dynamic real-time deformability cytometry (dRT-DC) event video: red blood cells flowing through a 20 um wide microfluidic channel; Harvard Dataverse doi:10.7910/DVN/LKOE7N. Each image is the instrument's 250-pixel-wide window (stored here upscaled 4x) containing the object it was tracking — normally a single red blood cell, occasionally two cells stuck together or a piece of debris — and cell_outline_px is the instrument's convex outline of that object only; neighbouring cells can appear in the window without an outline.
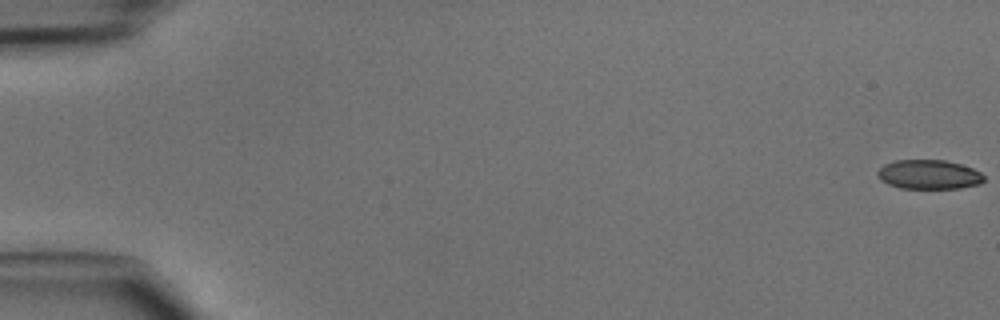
{"species": "common noctule bat (a hibernating species)", "species_latin": "Nyctalus noctula", "temperature_condition": "cold", "stored_images_in_passage": 48, "camera_frame_rate_fps": 3000, "um_per_image_px": 0.085, "animal": {"sex": "male", "body_mass_g": 15.6}, "frame": {"image": 1, "passage_image": 1, "time_ms": 0.0, "image_size_px": [1000, 320], "cell_outline_px": [[984, 180], [980, 184], [960, 188], [900, 188], [888, 184], [880, 180], [876, 172], [884, 164], [896, 160], [944, 160], [960, 164], [972, 168], [980, 172], [984, 176]], "centroid_in_image_um": [78.94, 14.83], "position_along_channel_um": 6.1, "area_um2": 18.15}}
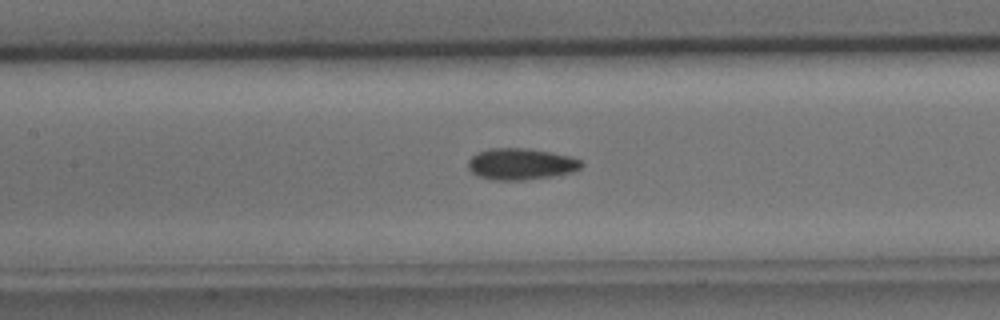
{"frame": {"image": 2, "passage_image": 23, "time_ms": 7.333, "image_size_px": [1000, 320], "cell_outline_px": [[584, 164], [580, 168], [572, 172], [552, 176], [524, 180], [496, 180], [480, 176], [472, 172], [468, 168], [468, 160], [476, 152], [488, 148], [528, 148], [552, 152], [584, 160]], "centroid_in_image_um": [44.29, 13.93], "position_along_channel_um": 163.1, "area_um2": 20.87}}
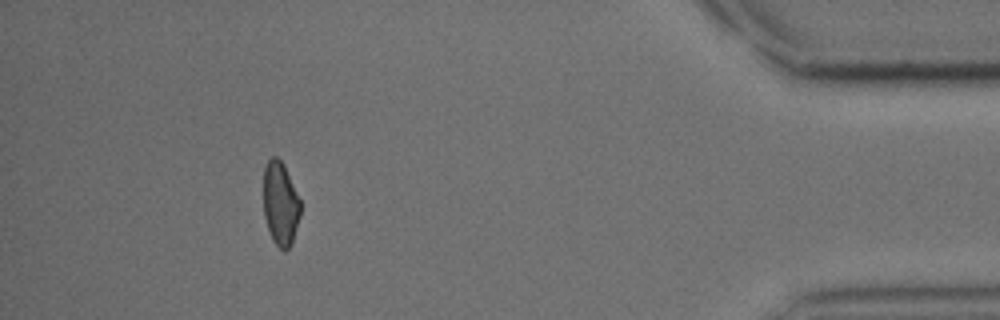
{"frame": {"image": 3, "passage_image": 44, "time_ms": 14.333, "image_size_px": [1000, 320], "cell_outline_px": [[300, 216], [292, 244], [284, 252], [272, 240], [264, 216], [264, 168], [268, 160], [272, 156], [276, 156], [284, 164], [300, 200]], "centroid_in_image_um": [23.84, 17.32], "position_along_channel_um": 411.4, "area_um2": 18.03}}